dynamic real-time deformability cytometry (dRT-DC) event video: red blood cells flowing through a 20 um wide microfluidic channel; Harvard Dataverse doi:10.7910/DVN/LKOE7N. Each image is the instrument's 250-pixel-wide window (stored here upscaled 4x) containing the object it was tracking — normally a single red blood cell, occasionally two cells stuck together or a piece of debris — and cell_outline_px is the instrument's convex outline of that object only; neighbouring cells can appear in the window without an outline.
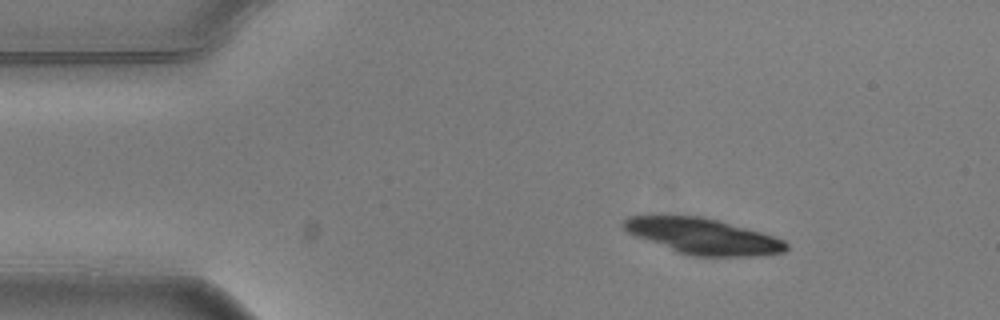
{"species": "common noctule bat (a hibernating species)", "species_latin": "Nyctalus noctula", "temperature_condition": "warm", "stored_images_in_passage": 3, "camera_frame_rate_fps": 3000, "um_per_image_px": 0.085, "animal": {"sex": "male", "body_mass_g": 20.5, "forearm_length_mm": 52.5}, "frame": {"image": 1, "passage_image": 1, "time_ms": 0.0, "image_size_px": [1000, 320], "cell_outline_px": [[788, 248], [784, 252], [756, 256], [692, 256], [676, 252], [636, 236], [628, 232], [624, 228], [624, 220], [628, 216], [700, 216], [716, 220], [760, 232], [784, 240], [788, 244]], "centroid_in_image_um": [59.76, 20.09], "position_along_channel_um": 25.2, "area_um2": 33.41}}